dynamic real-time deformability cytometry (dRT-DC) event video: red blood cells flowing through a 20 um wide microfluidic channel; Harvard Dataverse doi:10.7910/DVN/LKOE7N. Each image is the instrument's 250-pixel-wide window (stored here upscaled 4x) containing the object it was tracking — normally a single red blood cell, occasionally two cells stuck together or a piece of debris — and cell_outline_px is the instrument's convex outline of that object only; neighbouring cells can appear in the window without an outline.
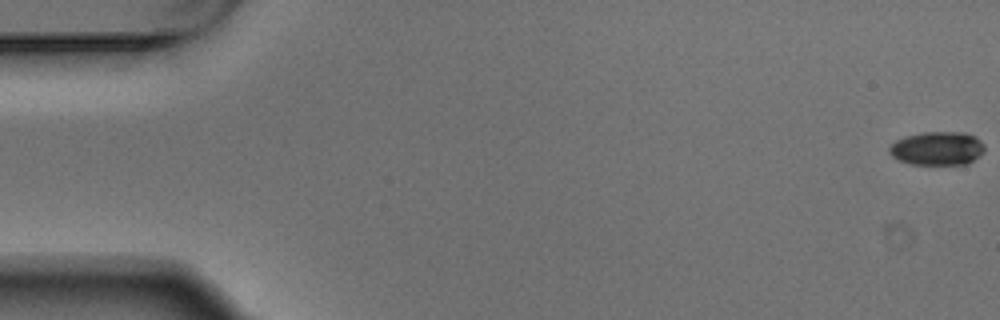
{"species": "Egyptian fruit bat (a non-hibernating species)", "species_latin": "Rousettus aegyptiacus", "temperature_condition": "warm", "stored_images_in_passage": 4, "camera_frame_rate_fps": 3000, "um_per_image_px": 0.085, "animal": {"sex": "male"}, "frame": {"image": 1, "passage_image": 1, "time_ms": 0.0, "image_size_px": [1000, 320], "cell_outline_px": [[984, 152], [968, 164], [908, 164], [892, 156], [888, 152], [888, 148], [896, 140], [908, 136], [924, 132], [964, 132], [976, 136], [984, 144]], "centroid_in_image_um": [79.69, 12.61], "position_along_channel_um": 5.3, "area_um2": 18.67}}